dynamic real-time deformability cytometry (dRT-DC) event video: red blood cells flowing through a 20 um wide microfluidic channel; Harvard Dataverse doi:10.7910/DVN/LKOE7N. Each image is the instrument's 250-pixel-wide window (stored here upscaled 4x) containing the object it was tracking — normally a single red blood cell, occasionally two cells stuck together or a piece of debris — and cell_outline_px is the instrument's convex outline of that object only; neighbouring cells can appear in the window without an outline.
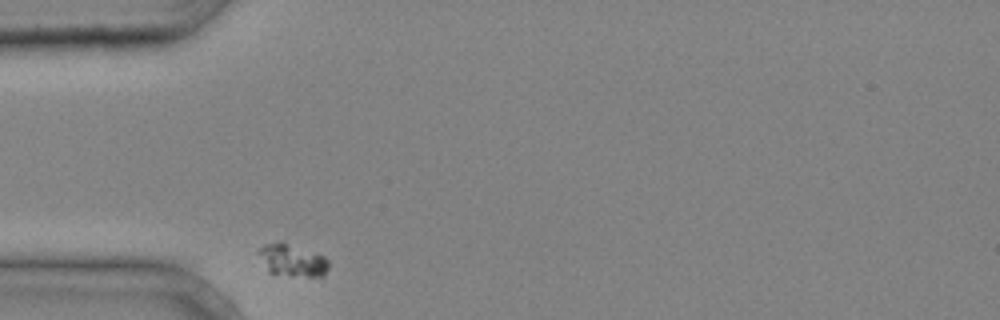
{"species": "common noctule bat (a hibernating species)", "species_latin": "Nyctalus noctula", "temperature_condition": "cold", "stored_images_in_passage": 27, "camera_frame_rate_fps": 3000, "um_per_image_px": 0.085, "animal": {"sex": "male", "body_mass_g": 20.4}, "frame": {"image": 1, "passage_image": 1, "time_ms": 0.0, "image_size_px": [1000, 320], "cell_outline_px": [[328, 268], [324, 276], [292, 276], [268, 272], [256, 252], [260, 248], [268, 244], [280, 240], [324, 256], [328, 260]], "centroid_in_image_um": [24.83, 22.12], "position_along_channel_um": 60.2, "area_um2": 13.18}}
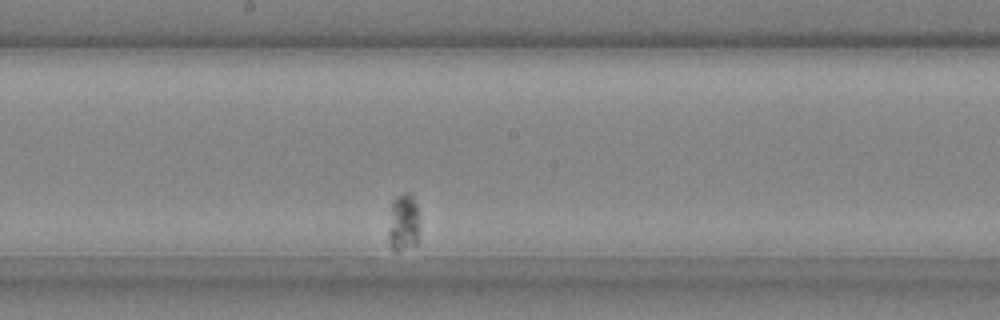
{"frame": {"image": 2, "passage_image": 14, "time_ms": 4.333, "image_size_px": [1000, 320], "cell_outline_px": [[416, 244], [396, 252], [388, 244], [388, 232], [392, 200], [396, 196], [404, 192], [412, 192], [416, 204]], "centroid_in_image_um": [34.23, 18.88], "position_along_channel_um": 214.0, "area_um2": 10.17}}
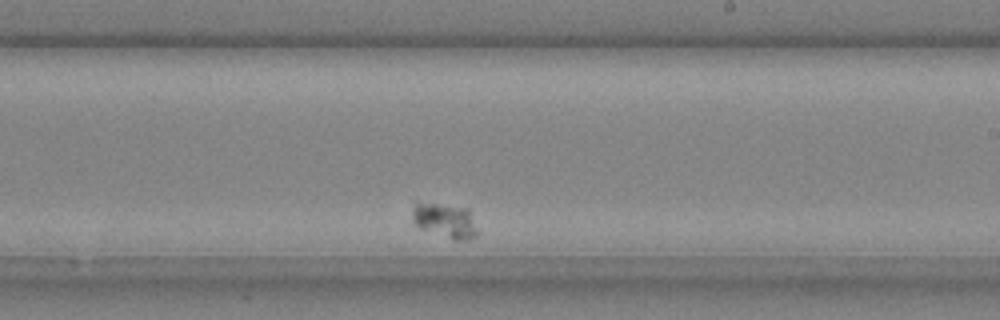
{"frame": {"image": 3, "passage_image": 17, "time_ms": 5.333, "image_size_px": [1000, 320], "cell_outline_px": [[476, 236], [464, 240], [456, 240], [420, 228], [412, 220], [412, 212], [416, 200], [468, 208], [476, 232]], "centroid_in_image_um": [37.75, 18.7], "position_along_channel_um": 251.2, "area_um2": 13.01}}